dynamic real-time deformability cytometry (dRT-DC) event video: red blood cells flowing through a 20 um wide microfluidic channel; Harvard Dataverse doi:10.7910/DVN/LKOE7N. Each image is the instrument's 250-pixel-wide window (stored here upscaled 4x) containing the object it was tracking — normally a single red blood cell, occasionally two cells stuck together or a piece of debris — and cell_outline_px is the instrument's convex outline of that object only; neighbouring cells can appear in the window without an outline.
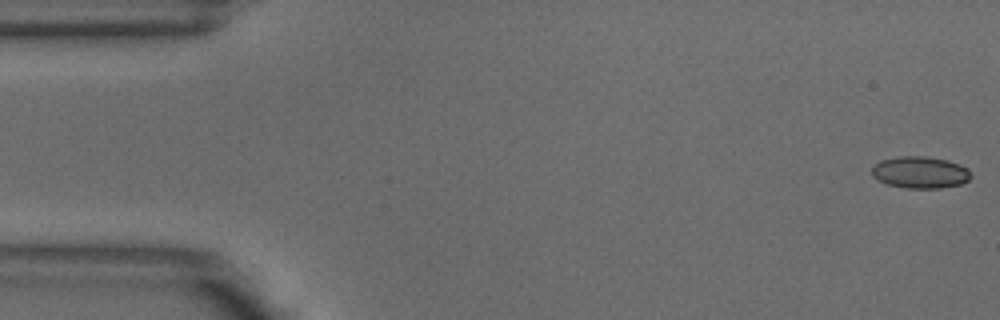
{"species": "common noctule bat (a hibernating species)", "species_latin": "Nyctalus noctula", "temperature_condition": "warm", "stored_images_in_passage": 4, "camera_frame_rate_fps": 3000, "um_per_image_px": 0.085, "animal": {"sex": "male", "body_mass_g": 18.8}, "frame": {"image": 1, "passage_image": 1, "time_ms": 0.0, "image_size_px": [1000, 320], "cell_outline_px": [[972, 176], [968, 180], [960, 184], [940, 188], [904, 188], [888, 184], [876, 180], [872, 176], [872, 168], [880, 160], [900, 156], [924, 156], [948, 160], [960, 164]], "centroid_in_image_um": [78.18, 14.65], "position_along_channel_um": 6.8, "area_um2": 18.32}}
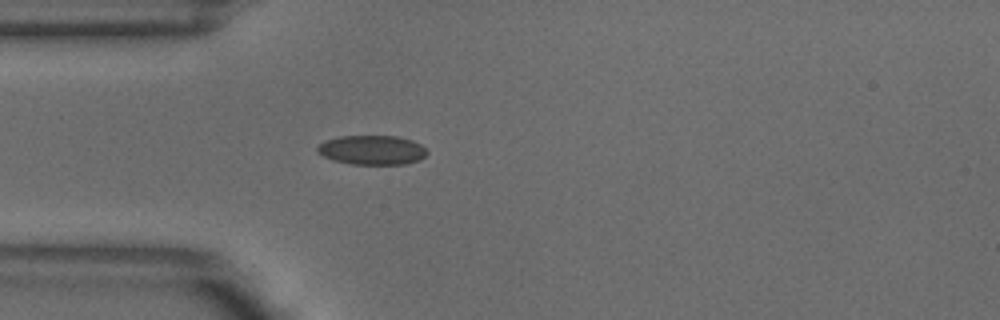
{"frame": {"image": 2, "passage_image": 4, "time_ms": 1.0, "image_size_px": [1000, 320], "cell_outline_px": [[428, 152], [420, 160], [404, 164], [352, 164], [332, 160], [316, 152], [316, 148], [324, 140], [340, 136], [396, 136], [412, 140], [420, 144]], "centroid_in_image_um": [31.6, 12.75], "position_along_channel_um": 53.4, "area_um2": 18.79}}